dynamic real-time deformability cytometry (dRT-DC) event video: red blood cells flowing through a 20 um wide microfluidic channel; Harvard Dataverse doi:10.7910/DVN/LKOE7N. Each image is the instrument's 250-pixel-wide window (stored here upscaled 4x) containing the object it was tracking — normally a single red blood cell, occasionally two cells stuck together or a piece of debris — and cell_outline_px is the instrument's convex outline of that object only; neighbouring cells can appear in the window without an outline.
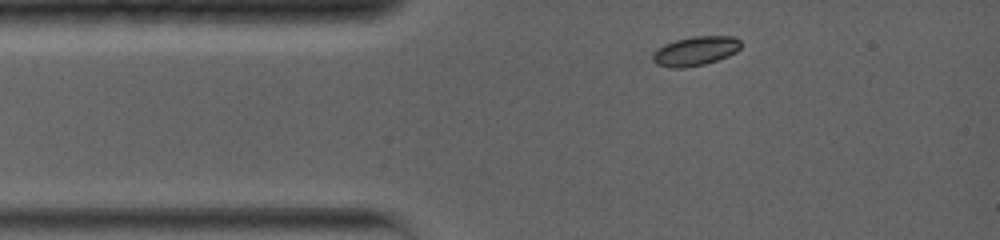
{"species": "common noctule bat (a hibernating species)", "species_latin": "Nyctalus noctula", "temperature_condition": "warm", "stored_images_in_passage": 2, "camera_frame_rate_fps": 5000, "um_per_image_px": 0.085, "animal": {"sex": "female", "body_mass_g": 19.0, "forearm_length_mm": 56.7}, "frame": {"image": 1, "passage_image": 1, "time_ms": 0.0, "image_size_px": [1000, 240], "cell_outline_px": [[740, 48], [736, 52], [728, 56], [704, 64], [684, 68], [672, 68], [656, 64], [652, 60], [652, 52], [656, 48], [664, 44], [676, 40], [692, 36], [732, 36], [740, 40]], "centroid_in_image_um": [59.07, 4.33], "position_along_channel_um": 25.9, "area_um2": 15.09}}